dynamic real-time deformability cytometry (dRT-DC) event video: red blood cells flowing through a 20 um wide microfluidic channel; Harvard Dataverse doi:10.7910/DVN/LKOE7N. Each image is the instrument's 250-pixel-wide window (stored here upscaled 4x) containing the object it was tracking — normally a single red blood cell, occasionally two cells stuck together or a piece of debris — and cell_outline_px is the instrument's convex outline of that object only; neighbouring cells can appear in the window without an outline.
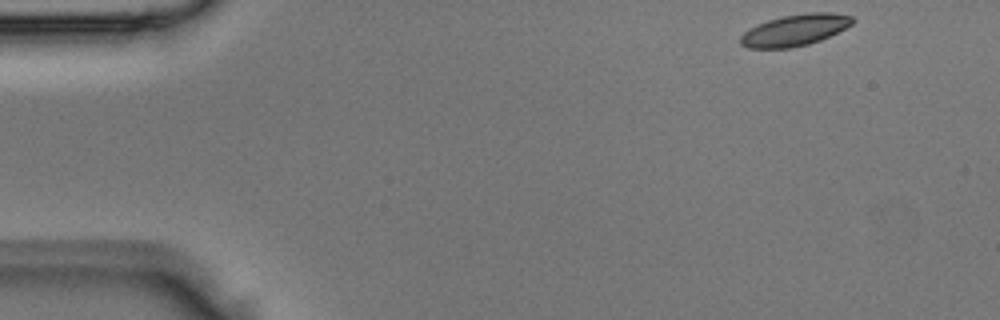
{"species": "Egyptian fruit bat (a non-hibernating species)", "species_latin": "Rousettus aegyptiacus", "temperature_condition": "room temperature", "stored_images_in_passage": 4, "camera_frame_rate_fps": 3000, "um_per_image_px": 0.085, "animal": {"sex": "male"}, "frame": {"image": 1, "passage_image": 1, "time_ms": 0.0, "image_size_px": [1000, 320], "cell_outline_px": [[856, 20], [852, 24], [820, 40], [808, 44], [792, 48], [748, 48], [740, 44], [740, 36], [744, 32], [768, 20], [784, 16], [808, 12], [832, 12], [852, 16]], "centroid_in_image_um": [67.58, 2.56], "position_along_channel_um": 17.4, "area_um2": 20.29}}
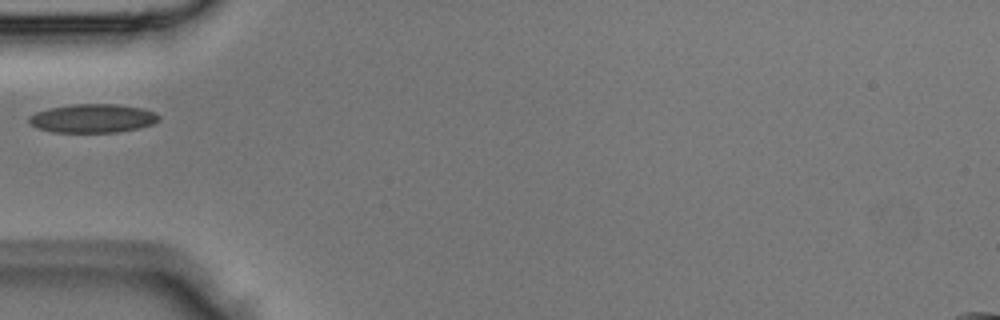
{"frame": {"image": 2, "passage_image": 4, "time_ms": 1.0, "image_size_px": [1000, 320], "cell_outline_px": [[160, 120], [152, 124], [140, 128], [120, 132], [52, 132], [36, 128], [28, 124], [28, 116], [36, 112], [48, 108], [72, 104], [116, 104], [140, 108], [156, 112], [160, 116]], "centroid_in_image_um": [7.86, 10.06], "position_along_channel_um": 77.1, "area_um2": 21.96}}